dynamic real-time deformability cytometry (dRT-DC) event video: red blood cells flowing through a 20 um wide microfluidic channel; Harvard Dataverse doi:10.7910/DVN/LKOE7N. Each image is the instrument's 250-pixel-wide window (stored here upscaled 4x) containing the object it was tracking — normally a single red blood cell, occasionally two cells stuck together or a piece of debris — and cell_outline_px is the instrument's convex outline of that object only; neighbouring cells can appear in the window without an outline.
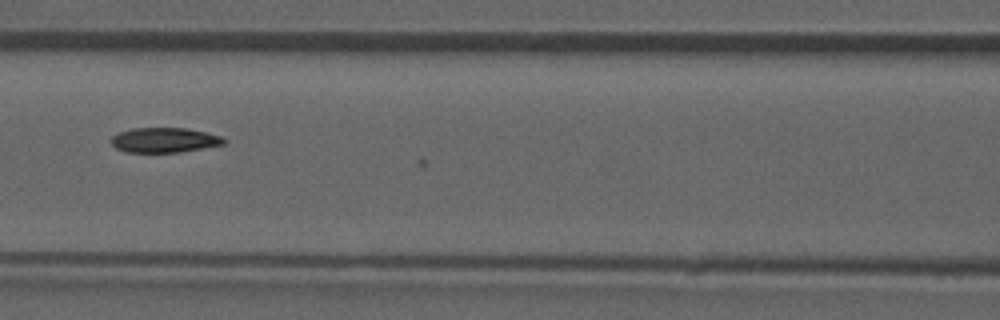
{"species": "common noctule bat (a hibernating species)", "species_latin": "Nyctalus noctula", "temperature_condition": "room temperature", "stored_images_in_passage": 6, "camera_frame_rate_fps": 3000, "um_per_image_px": 0.085, "animal": {"sex": "male", "forearm_length_mm": 52.5}, "frame": {"image": 1, "passage_image": 5, "time_ms": 1.333, "image_size_px": [1000, 320], "cell_outline_px": [[228, 140], [224, 144], [180, 152], [128, 152], [116, 148], [108, 140], [116, 132], [132, 128], [188, 128], [224, 136]], "centroid_in_image_um": [13.97, 11.89], "position_along_channel_um": 152.6, "area_um2": 16.59}}